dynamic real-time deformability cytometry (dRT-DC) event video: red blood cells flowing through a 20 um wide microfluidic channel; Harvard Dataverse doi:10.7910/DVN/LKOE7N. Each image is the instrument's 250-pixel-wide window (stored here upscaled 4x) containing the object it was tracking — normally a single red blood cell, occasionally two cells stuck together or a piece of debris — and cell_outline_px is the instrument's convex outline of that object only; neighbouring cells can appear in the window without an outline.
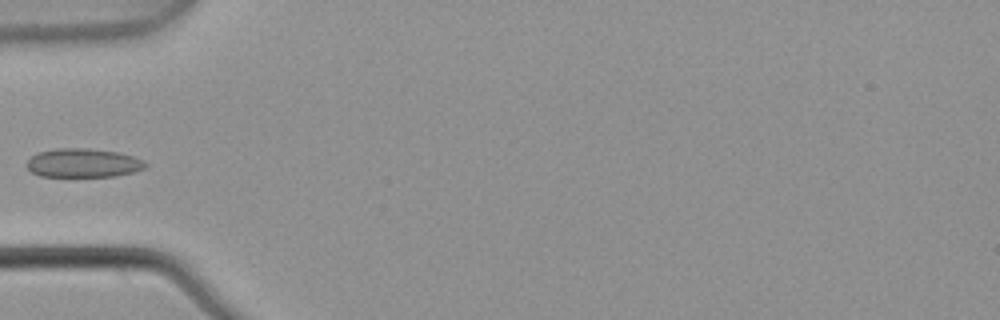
{"species": "common noctule bat (a hibernating species)", "species_latin": "Nyctalus noctula", "temperature_condition": "warm", "stored_images_in_passage": 5, "camera_frame_rate_fps": 3000, "um_per_image_px": 0.085, "animal": {"sex": "male", "body_mass_g": 21.5, "forearm_length_mm": 52.0}, "frame": {"image": 1, "passage_image": 5, "time_ms": 1.333, "image_size_px": [1000, 320], "cell_outline_px": [[148, 164], [144, 168], [136, 172], [116, 176], [40, 176], [32, 172], [28, 168], [28, 160], [36, 152], [56, 148], [88, 148], [116, 152], [132, 156], [144, 160]], "centroid_in_image_um": [7.09, 13.85], "position_along_channel_um": 77.9, "area_um2": 19.94}}